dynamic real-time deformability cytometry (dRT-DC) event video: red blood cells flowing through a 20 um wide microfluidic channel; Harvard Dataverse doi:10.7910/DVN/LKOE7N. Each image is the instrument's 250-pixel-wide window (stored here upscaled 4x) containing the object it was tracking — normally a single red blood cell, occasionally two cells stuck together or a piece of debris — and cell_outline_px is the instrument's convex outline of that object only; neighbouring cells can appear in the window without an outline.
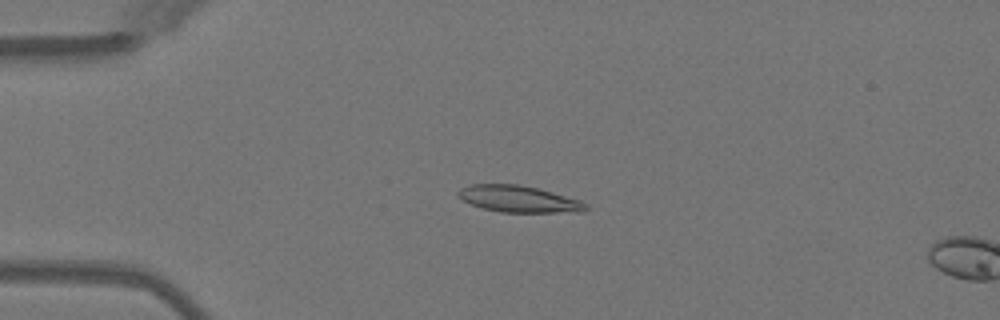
{"species": "Egyptian fruit bat (a non-hibernating species)", "species_latin": "Rousettus aegyptiacus", "temperature_condition": "warm", "stored_images_in_passage": 15, "camera_frame_rate_fps": 3000, "um_per_image_px": 0.085, "animal": {"sex": "female"}, "frame": {"image": 1, "passage_image": 13, "time_ms": 4.0, "image_size_px": [1000, 320], "cell_outline_px": [[588, 208], [584, 212], [500, 212], [484, 208], [460, 200], [456, 196], [456, 192], [460, 188], [472, 184], [516, 184], [536, 188], [580, 200], [588, 204]], "centroid_in_image_um": [44.06, 16.91], "position_along_channel_um": 40.9, "area_um2": 19.77}}